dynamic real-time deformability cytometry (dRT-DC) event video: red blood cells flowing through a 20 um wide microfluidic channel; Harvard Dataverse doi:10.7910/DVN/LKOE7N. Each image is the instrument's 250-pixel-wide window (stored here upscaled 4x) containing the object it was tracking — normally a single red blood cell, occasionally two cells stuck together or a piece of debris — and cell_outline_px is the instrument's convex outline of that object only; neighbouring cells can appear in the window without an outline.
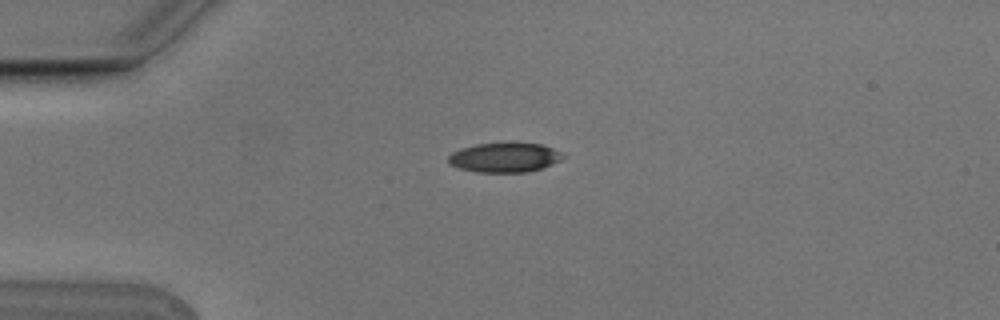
{"species": "Egyptian fruit bat (a non-hibernating species)", "species_latin": "Rousettus aegyptiacus", "temperature_condition": "cold", "stored_images_in_passage": 4, "camera_frame_rate_fps": 3000, "um_per_image_px": 0.085, "animal": {"sex": "male"}, "frame": {"image": 1, "passage_image": 1, "time_ms": 0.0, "image_size_px": [1000, 320], "cell_outline_px": [[564, 156], [560, 160], [552, 164], [540, 168], [524, 172], [476, 172], [460, 168], [448, 164], [448, 156], [452, 152], [460, 148], [476, 144], [544, 144], [560, 152]], "centroid_in_image_um": [42.84, 13.39], "position_along_channel_um": 42.2, "area_um2": 19.36}}
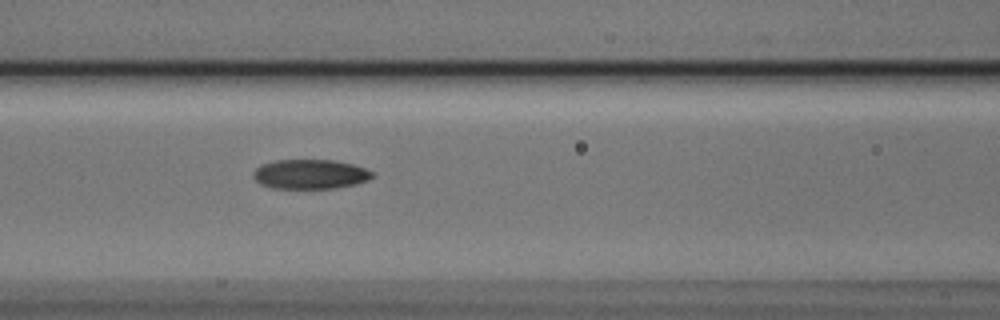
{"frame": {"image": 2, "passage_image": 4, "time_ms": 1.0, "image_size_px": [1000, 320], "cell_outline_px": [[372, 176], [368, 180], [356, 184], [332, 188], [272, 188], [260, 184], [252, 176], [252, 172], [260, 164], [276, 160], [336, 160], [352, 164], [364, 168], [372, 172]], "centroid_in_image_um": [26.32, 14.8], "position_along_channel_um": 140.3, "area_um2": 20.46}}